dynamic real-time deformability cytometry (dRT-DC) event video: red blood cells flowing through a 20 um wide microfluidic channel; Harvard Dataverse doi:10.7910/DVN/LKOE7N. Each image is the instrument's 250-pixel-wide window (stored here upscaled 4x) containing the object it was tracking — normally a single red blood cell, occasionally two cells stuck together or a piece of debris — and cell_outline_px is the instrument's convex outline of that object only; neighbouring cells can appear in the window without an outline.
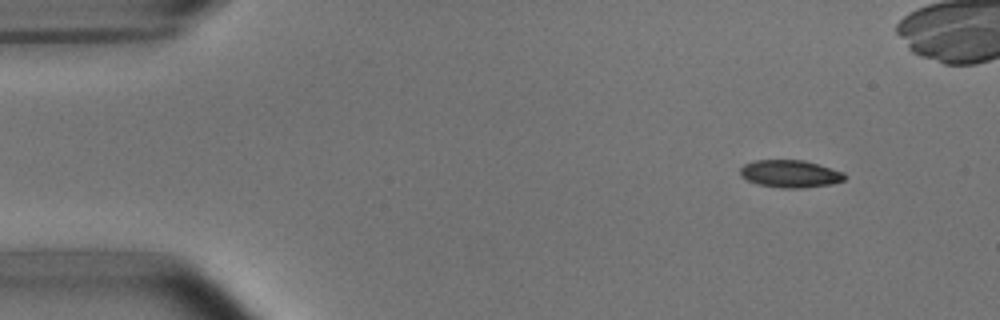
{"species": "common noctule bat (a hibernating species)", "species_latin": "Nyctalus noctula", "temperature_condition": "room temperature", "stored_images_in_passage": 6, "camera_frame_rate_fps": 3000, "um_per_image_px": 0.085, "animal": {"sex": "male", "body_mass_g": 15.6}, "frame": {"image": 1, "passage_image": 2, "time_ms": 1.333, "image_size_px": [1000, 320], "cell_outline_px": [[848, 176], [844, 180], [832, 184], [804, 188], [780, 188], [756, 184], [740, 176], [740, 168], [744, 164], [756, 160], [804, 160], [844, 172]], "centroid_in_image_um": [67.17, 14.78], "position_along_channel_um": 17.8, "area_um2": 16.88}}